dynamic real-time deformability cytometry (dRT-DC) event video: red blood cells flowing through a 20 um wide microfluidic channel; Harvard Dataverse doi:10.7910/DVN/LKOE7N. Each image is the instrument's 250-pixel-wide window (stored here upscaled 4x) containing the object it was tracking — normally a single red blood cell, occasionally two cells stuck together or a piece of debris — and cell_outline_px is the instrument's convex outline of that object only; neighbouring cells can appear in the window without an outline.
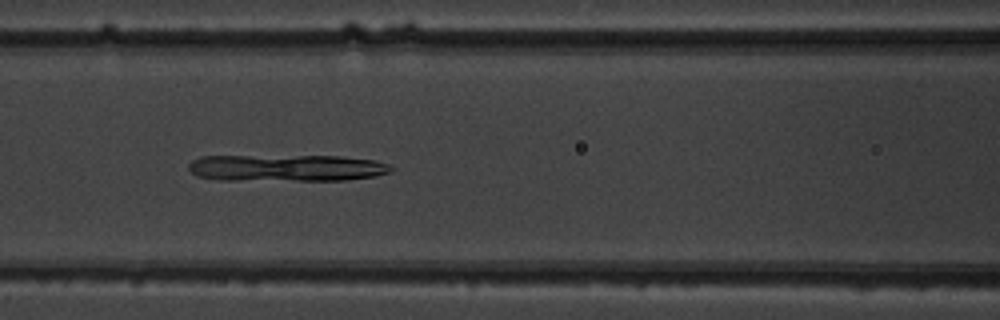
{"species": "common noctule bat (a hibernating species)", "species_latin": "Nyctalus noctula", "temperature_condition": "warm", "stored_images_in_passage": 8, "camera_frame_rate_fps": 3000, "um_per_image_px": 0.085, "animal": {"sex": "male", "body_mass_g": 19.5, "forearm_length_mm": 54.6}, "frame": {"image": 1, "passage_image": 8, "time_ms": 8.0, "image_size_px": [1000, 320], "cell_outline_px": [[396, 168], [388, 172], [376, 176], [344, 180], [220, 180], [196, 176], [188, 168], [188, 164], [192, 160], [200, 156], [340, 156], [376, 160], [388, 164]], "centroid_in_image_um": [24.35, 14.27], "position_along_channel_um": 142.2, "area_um2": 31.79}}